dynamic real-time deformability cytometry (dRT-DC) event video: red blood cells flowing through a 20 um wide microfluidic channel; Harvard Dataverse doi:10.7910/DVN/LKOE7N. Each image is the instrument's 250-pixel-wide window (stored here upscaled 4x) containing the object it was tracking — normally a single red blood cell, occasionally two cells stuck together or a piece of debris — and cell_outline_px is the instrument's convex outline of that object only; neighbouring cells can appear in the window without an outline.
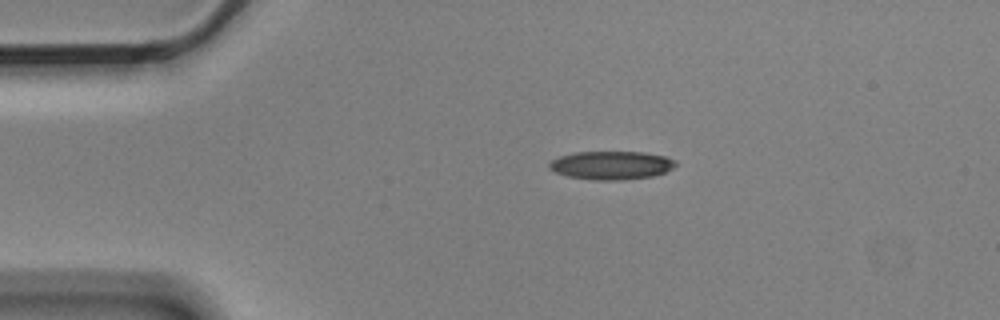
{"species": "Egyptian fruit bat (a non-hibernating species)", "species_latin": "Rousettus aegyptiacus", "temperature_condition": "cold", "stored_images_in_passage": 3, "camera_frame_rate_fps": 3000, "um_per_image_px": 0.085, "animal": {"sex": "male"}, "frame": {"image": 1, "passage_image": 1, "time_ms": 0.0, "image_size_px": [1000, 320], "cell_outline_px": [[676, 164], [672, 168], [664, 172], [652, 176], [624, 180], [592, 180], [568, 176], [556, 172], [548, 168], [548, 164], [552, 160], [560, 156], [576, 152], [644, 152], [664, 156], [676, 160]], "centroid_in_image_um": [51.96, 14.05], "position_along_channel_um": 33.0, "area_um2": 20.87}}
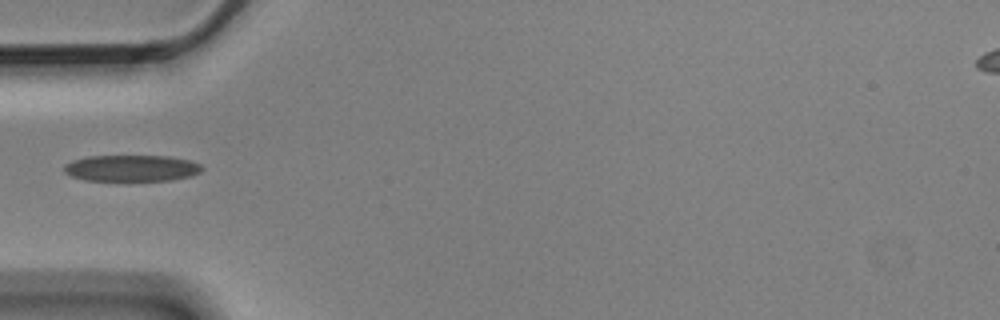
{"frame": {"image": 2, "passage_image": 3, "time_ms": 0.667, "image_size_px": [1000, 320], "cell_outline_px": [[204, 168], [200, 172], [192, 176], [172, 180], [84, 180], [72, 176], [64, 172], [64, 164], [72, 160], [88, 156], [168, 156], [192, 160], [200, 164]], "centroid_in_image_um": [11.21, 14.28], "position_along_channel_um": 73.8, "area_um2": 21.27}}